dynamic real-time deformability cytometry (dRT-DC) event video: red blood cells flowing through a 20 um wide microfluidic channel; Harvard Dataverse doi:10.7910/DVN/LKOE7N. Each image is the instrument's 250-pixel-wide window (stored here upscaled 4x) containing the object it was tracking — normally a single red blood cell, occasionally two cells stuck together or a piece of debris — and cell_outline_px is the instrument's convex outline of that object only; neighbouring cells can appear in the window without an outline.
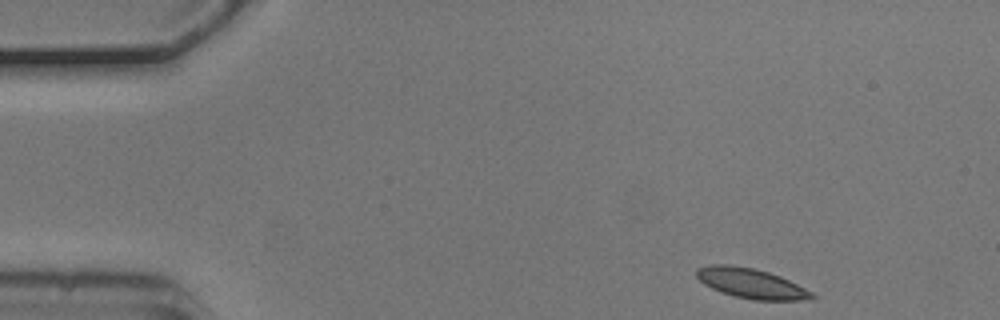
{"species": "common noctule bat (a hibernating species)", "species_latin": "Nyctalus noctula", "temperature_condition": "cold", "stored_images_in_passage": 3, "camera_frame_rate_fps": 3000, "um_per_image_px": 0.085, "animal": {"sex": "male", "body_mass_g": 20.5, "forearm_length_mm": 52.5}, "frame": {"image": 1, "passage_image": 1, "time_ms": 0.0, "image_size_px": [1000, 320], "cell_outline_px": [[816, 296], [812, 300], [752, 300], [732, 296], [720, 292], [704, 284], [696, 276], [696, 268], [712, 264], [728, 264], [752, 268], [768, 272], [780, 276], [812, 292]], "centroid_in_image_um": [63.83, 24.09], "position_along_channel_um": 21.2, "area_um2": 20.17}}